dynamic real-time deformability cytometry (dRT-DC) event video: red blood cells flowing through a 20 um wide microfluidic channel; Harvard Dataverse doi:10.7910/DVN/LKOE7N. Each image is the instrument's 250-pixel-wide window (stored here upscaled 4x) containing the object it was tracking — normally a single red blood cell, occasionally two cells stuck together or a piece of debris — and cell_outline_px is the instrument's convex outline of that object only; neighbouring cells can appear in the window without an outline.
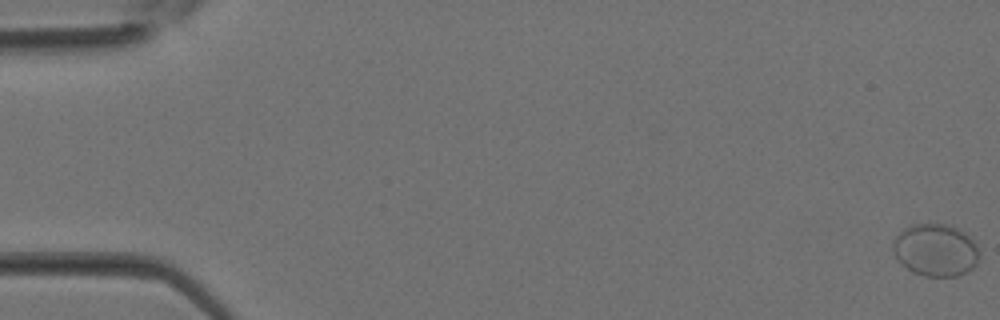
{"species": "Egyptian fruit bat (a non-hibernating species)", "species_latin": "Rousettus aegyptiacus", "temperature_condition": "room temperature", "stored_images_in_passage": 10, "camera_frame_rate_fps": 3000, "um_per_image_px": 0.085, "animal": {"sex": "female"}, "frame": {"image": 1, "passage_image": 1, "time_ms": 0.0, "image_size_px": [1000, 320], "cell_outline_px": [[980, 256], [976, 264], [972, 268], [956, 276], [924, 276], [912, 272], [900, 264], [896, 260], [892, 252], [892, 240], [904, 228], [912, 224], [952, 224], [960, 228], [976, 244], [980, 252]], "centroid_in_image_um": [79.49, 21.24], "position_along_channel_um": 5.5, "area_um2": 26.82}}